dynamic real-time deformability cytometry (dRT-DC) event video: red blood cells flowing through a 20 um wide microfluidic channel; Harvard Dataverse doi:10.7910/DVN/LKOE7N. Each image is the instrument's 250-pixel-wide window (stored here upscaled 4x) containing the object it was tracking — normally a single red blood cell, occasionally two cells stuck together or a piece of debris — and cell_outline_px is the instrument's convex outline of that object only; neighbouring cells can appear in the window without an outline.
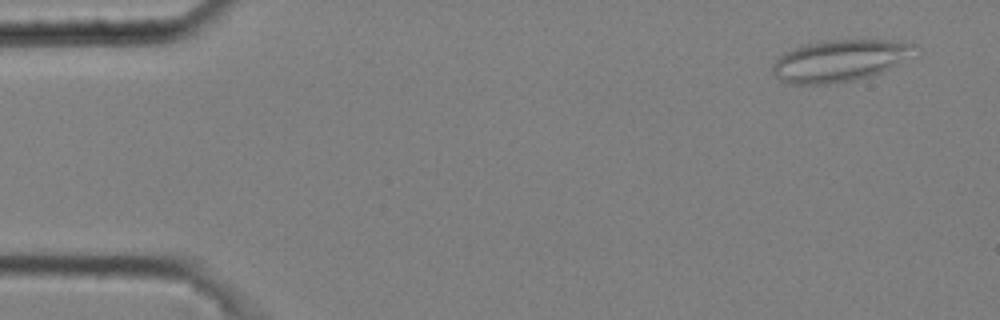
{"species": "common noctule bat (a hibernating species)", "species_latin": "Nyctalus noctula", "temperature_condition": "cold", "stored_images_in_passage": 3, "camera_frame_rate_fps": 3000, "um_per_image_px": 0.085, "animal": {"sex": "male", "body_mass_g": 20.4}, "frame": {"image": 1, "passage_image": 1, "time_ms": 0.0, "image_size_px": [1000, 320], "cell_outline_px": [[920, 56], [880, 72], [868, 76], [852, 80], [828, 84], [792, 84], [780, 80], [772, 72], [772, 64], [784, 52], [792, 48], [824, 40], [904, 40], [916, 44], [920, 48]], "centroid_in_image_um": [71.52, 5.13], "position_along_channel_um": 13.5, "area_um2": 35.32}}